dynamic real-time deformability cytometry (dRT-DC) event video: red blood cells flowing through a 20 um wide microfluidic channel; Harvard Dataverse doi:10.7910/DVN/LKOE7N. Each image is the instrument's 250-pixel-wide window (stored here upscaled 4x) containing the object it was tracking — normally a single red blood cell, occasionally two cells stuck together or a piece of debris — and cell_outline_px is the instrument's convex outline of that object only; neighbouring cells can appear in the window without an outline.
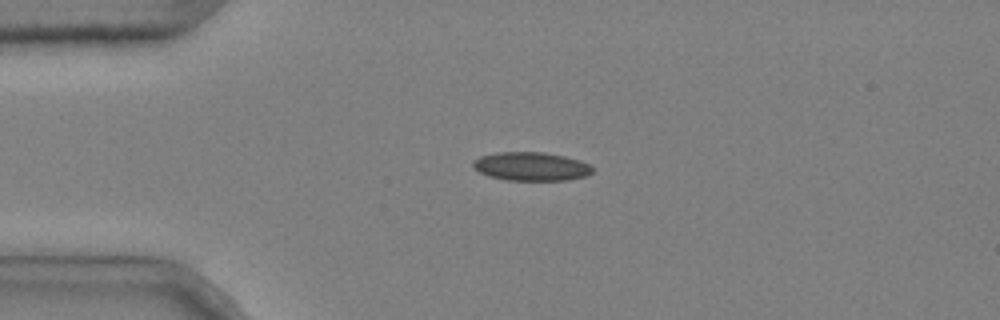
{"species": "common noctule bat (a hibernating species)", "species_latin": "Nyctalus noctula", "temperature_condition": "cold", "stored_images_in_passage": 3, "camera_frame_rate_fps": 3000, "um_per_image_px": 0.085, "animal": {"sex": "male", "body_mass_g": 20.4}, "frame": {"image": 1, "passage_image": 2, "time_ms": 0.333, "image_size_px": [1000, 320], "cell_outline_px": [[596, 168], [592, 172], [584, 176], [568, 180], [508, 180], [488, 176], [472, 168], [472, 160], [480, 156], [496, 152], [544, 152], [564, 156], [580, 160]], "centroid_in_image_um": [45.13, 14.14], "position_along_channel_um": 39.9, "area_um2": 20.06}}